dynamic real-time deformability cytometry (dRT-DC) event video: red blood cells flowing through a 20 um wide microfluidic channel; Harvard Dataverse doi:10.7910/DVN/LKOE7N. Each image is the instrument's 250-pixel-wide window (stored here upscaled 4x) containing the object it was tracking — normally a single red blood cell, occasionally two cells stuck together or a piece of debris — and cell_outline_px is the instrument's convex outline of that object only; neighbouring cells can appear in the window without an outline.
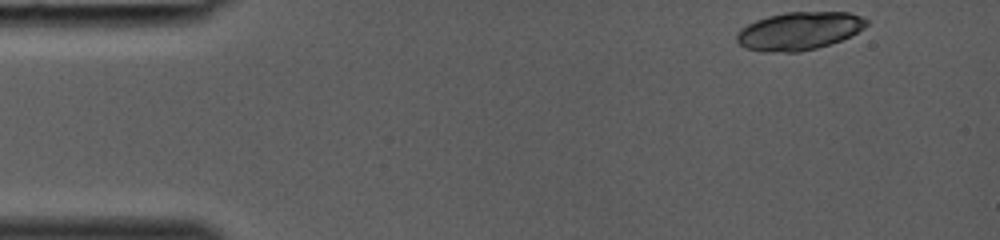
{"species": "common noctule bat (a hibernating species)", "species_latin": "Nyctalus noctula", "temperature_condition": "room temperature", "stored_images_in_passage": 35, "camera_frame_rate_fps": 3000, "um_per_image_px": 0.085, "animal": {"sex": "female", "body_mass_g": 19.0, "forearm_length_mm": 53.3}, "frame": {"image": 1, "passage_image": 1, "time_ms": 0.0, "image_size_px": [1000, 240], "cell_outline_px": [[868, 24], [864, 28], [840, 40], [816, 48], [800, 52], [764, 52], [744, 48], [736, 40], [736, 36], [740, 28], [756, 20], [768, 16], [788, 12], [848, 12], [860, 16], [868, 20]], "centroid_in_image_um": [67.89, 2.63], "position_along_channel_um": 17.1, "area_um2": 28.61}}
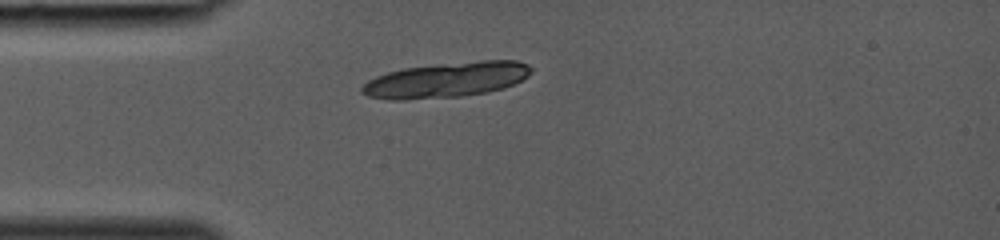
{"frame": {"image": 2, "passage_image": 8, "time_ms": 2.333, "image_size_px": [1000, 240], "cell_outline_px": [[532, 72], [528, 76], [504, 88], [488, 92], [460, 96], [404, 100], [388, 100], [368, 96], [360, 92], [360, 88], [368, 80], [376, 76], [388, 72], [404, 68], [480, 60], [516, 60], [528, 64], [532, 68]], "centroid_in_image_um": [37.93, 6.79], "position_along_channel_um": 47.1, "area_um2": 34.68}}